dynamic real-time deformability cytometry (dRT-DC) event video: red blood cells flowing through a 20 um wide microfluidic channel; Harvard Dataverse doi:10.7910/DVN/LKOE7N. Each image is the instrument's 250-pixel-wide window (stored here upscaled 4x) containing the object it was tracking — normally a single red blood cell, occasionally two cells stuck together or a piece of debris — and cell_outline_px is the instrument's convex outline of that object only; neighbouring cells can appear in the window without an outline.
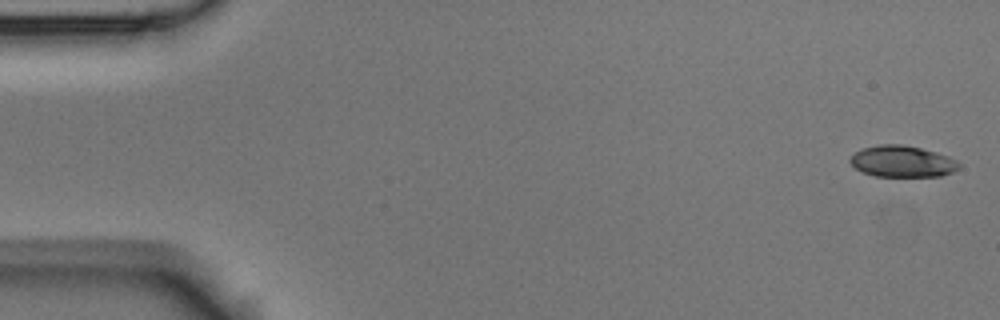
{"species": "Egyptian fruit bat (a non-hibernating species)", "species_latin": "Rousettus aegyptiacus", "temperature_condition": "room temperature", "stored_images_in_passage": 6, "segment_of_instrument_passage": [1, 2], "camera_frame_rate_fps": 3000, "um_per_image_px": 0.085, "animal": {"sex": "male"}, "frame": {"image": 1, "passage_image": 1, "time_ms": 0.0, "image_size_px": [1000, 320], "cell_outline_px": [[960, 168], [952, 172], [940, 176], [876, 176], [864, 172], [856, 168], [848, 160], [856, 152], [864, 148], [880, 144], [904, 144], [936, 152], [948, 156], [956, 160], [960, 164]], "centroid_in_image_um": [76.72, 13.71], "position_along_channel_um": 8.3, "area_um2": 19.77}}